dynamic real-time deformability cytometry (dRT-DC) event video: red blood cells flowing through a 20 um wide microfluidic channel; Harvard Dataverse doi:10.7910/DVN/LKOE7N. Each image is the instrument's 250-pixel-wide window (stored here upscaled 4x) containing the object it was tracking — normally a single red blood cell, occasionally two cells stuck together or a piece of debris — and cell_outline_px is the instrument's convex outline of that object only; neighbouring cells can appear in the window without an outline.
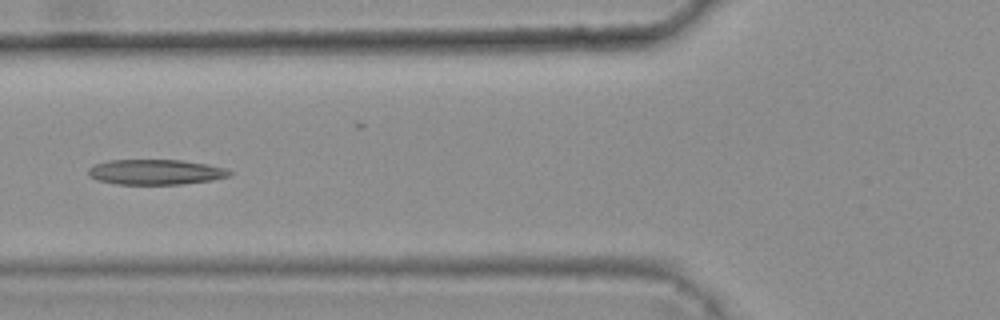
{"species": "common noctule bat (a hibernating species)", "species_latin": "Nyctalus noctula", "temperature_condition": "warm", "stored_images_in_passage": 9, "camera_frame_rate_fps": 3000, "um_per_image_px": 0.085, "animal": {"sex": "female", "body_mass_g": 25.1}, "frame": {"image": 1, "passage_image": 4, "time_ms": 1.0, "image_size_px": [1000, 320], "cell_outline_px": [[232, 176], [212, 180], [180, 184], [116, 184], [96, 180], [88, 176], [88, 168], [96, 164], [108, 160], [180, 160], [208, 164], [228, 168], [232, 172]], "centroid_in_image_um": [13.25, 14.62], "position_along_channel_um": 112.6, "area_um2": 20.92}}
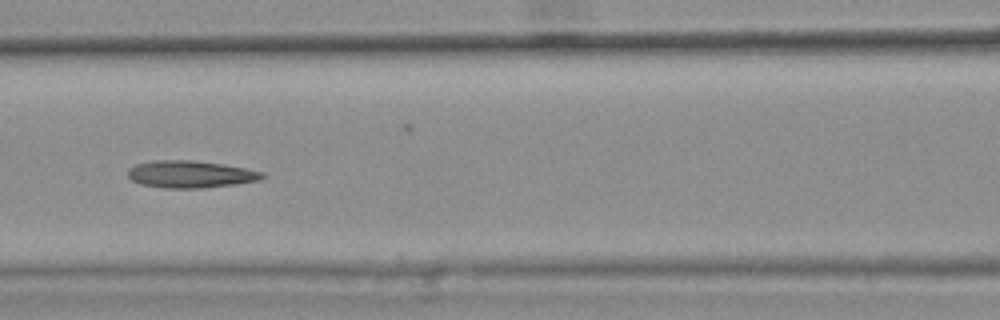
{"frame": {"image": 2, "passage_image": 5, "time_ms": 1.333, "image_size_px": [1000, 320], "cell_outline_px": [[264, 176], [260, 180], [236, 184], [204, 188], [164, 188], [140, 184], [132, 180], [128, 176], [128, 168], [136, 164], [156, 160], [192, 160], [224, 164], [264, 172]], "centroid_in_image_um": [16.18, 14.81], "position_along_channel_um": 150.4, "area_um2": 21.33}}